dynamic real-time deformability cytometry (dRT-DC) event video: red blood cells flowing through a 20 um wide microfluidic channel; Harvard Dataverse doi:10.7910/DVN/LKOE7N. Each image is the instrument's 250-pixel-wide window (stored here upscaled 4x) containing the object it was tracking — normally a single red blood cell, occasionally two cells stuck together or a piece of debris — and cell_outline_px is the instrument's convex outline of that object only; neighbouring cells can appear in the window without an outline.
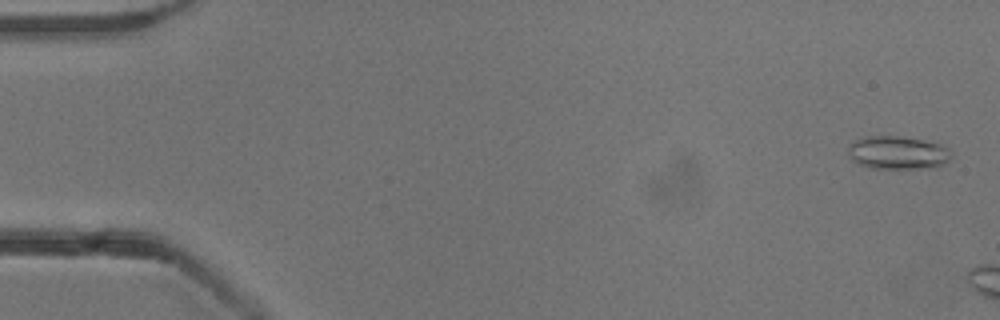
{"species": "common noctule bat (a hibernating species)", "species_latin": "Nyctalus noctula", "temperature_condition": "cold", "stored_images_in_passage": 8, "camera_frame_rate_fps": 3000, "um_per_image_px": 0.085, "animal": {"sex": "male", "body_mass_g": 13.3}, "frame": {"image": 1, "passage_image": 2, "time_ms": 0.333, "image_size_px": [1000, 320], "cell_outline_px": [[948, 160], [940, 164], [908, 168], [876, 168], [860, 164], [852, 156], [852, 144], [856, 140], [880, 136], [892, 136], [920, 140], [936, 144], [944, 148], [948, 156]], "centroid_in_image_um": [76.27, 12.98], "position_along_channel_um": 8.7, "area_um2": 18.03}}